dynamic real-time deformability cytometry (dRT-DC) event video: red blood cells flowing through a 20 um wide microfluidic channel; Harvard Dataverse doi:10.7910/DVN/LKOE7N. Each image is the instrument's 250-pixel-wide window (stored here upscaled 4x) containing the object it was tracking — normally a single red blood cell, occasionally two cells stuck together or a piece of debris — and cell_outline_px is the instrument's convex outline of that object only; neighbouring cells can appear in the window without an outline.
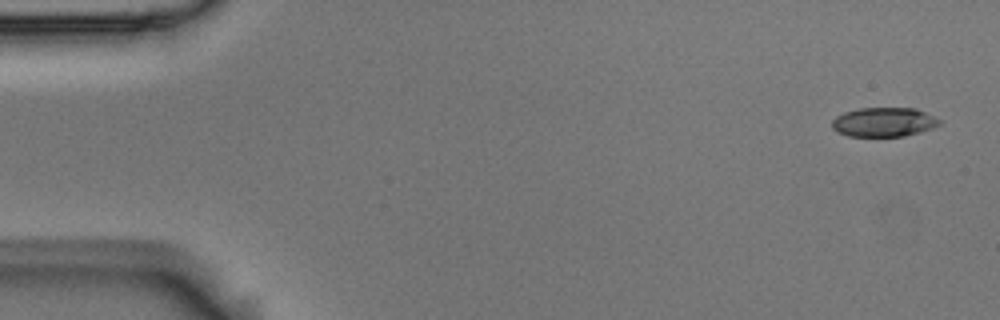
{"species": "Egyptian fruit bat (a non-hibernating species)", "species_latin": "Rousettus aegyptiacus", "temperature_condition": "room temperature", "stored_images_in_passage": 5, "camera_frame_rate_fps": 3000, "um_per_image_px": 0.085, "animal": {"sex": "male"}, "frame": {"image": 1, "passage_image": 1, "time_ms": 0.0, "image_size_px": [1000, 320], "cell_outline_px": [[940, 124], [932, 128], [920, 132], [904, 136], [848, 136], [836, 132], [832, 128], [832, 120], [836, 116], [844, 112], [860, 108], [916, 108], [940, 120]], "centroid_in_image_um": [75.09, 10.38], "position_along_channel_um": 9.9, "area_um2": 18.26}}
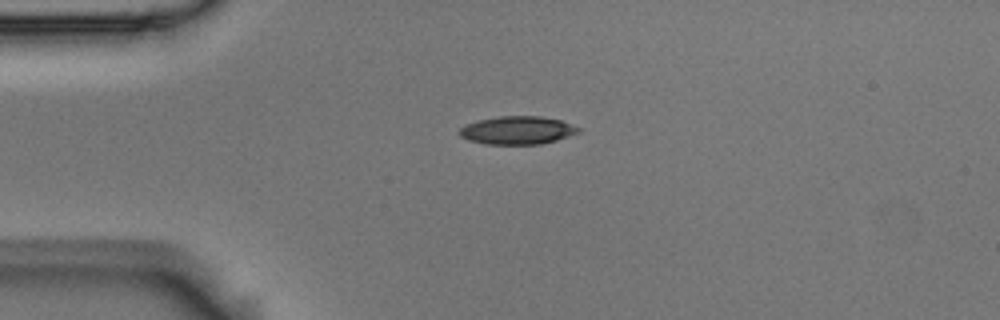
{"frame": {"image": 2, "passage_image": 4, "time_ms": 1.0, "image_size_px": [1000, 320], "cell_outline_px": [[580, 132], [556, 140], [540, 144], [484, 144], [468, 140], [460, 136], [460, 128], [464, 124], [480, 120], [500, 116], [540, 116], [560, 120], [580, 128]], "centroid_in_image_um": [43.96, 11.07], "position_along_channel_um": 41.0, "area_um2": 19.36}}